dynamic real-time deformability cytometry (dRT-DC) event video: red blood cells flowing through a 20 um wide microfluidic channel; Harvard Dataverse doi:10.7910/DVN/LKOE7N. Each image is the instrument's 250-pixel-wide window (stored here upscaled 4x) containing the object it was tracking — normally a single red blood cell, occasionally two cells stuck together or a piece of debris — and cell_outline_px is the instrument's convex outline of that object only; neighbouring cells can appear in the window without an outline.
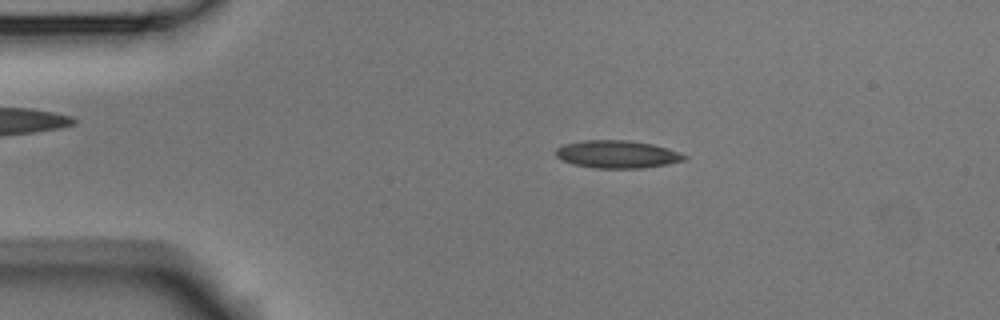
{"species": "Egyptian fruit bat (a non-hibernating species)", "species_latin": "Rousettus aegyptiacus", "temperature_condition": "room temperature", "stored_images_in_passage": 4, "camera_frame_rate_fps": 3000, "um_per_image_px": 0.085, "animal": {"sex": "male"}, "frame": {"image": 1, "passage_image": 2, "time_ms": 0.333, "image_size_px": [1000, 320], "cell_outline_px": [[688, 160], [668, 164], [644, 168], [596, 168], [572, 164], [556, 156], [556, 148], [564, 144], [584, 140], [632, 140], [652, 144], [668, 148], [688, 156]], "centroid_in_image_um": [52.51, 13.11], "position_along_channel_um": 32.5, "area_um2": 20.87}}
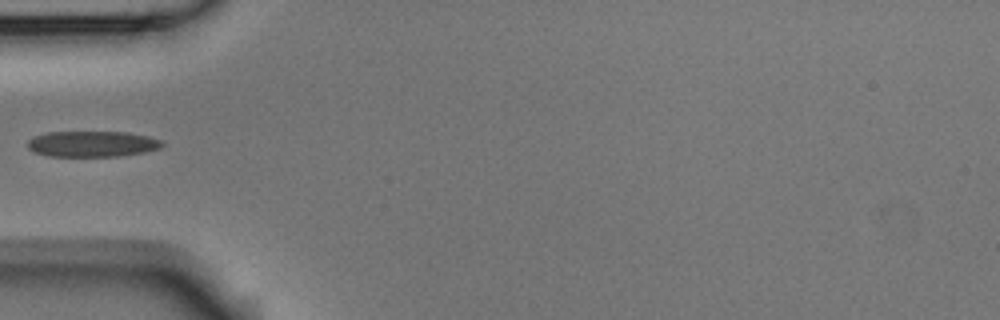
{"frame": {"image": 2, "passage_image": 4, "time_ms": 1.0, "image_size_px": [1000, 320], "cell_outline_px": [[164, 144], [160, 148], [144, 152], [120, 156], [48, 156], [32, 152], [28, 148], [28, 140], [32, 136], [48, 132], [128, 132], [148, 136], [164, 140]], "centroid_in_image_um": [7.84, 12.23], "position_along_channel_um": 77.2, "area_um2": 20.46}}